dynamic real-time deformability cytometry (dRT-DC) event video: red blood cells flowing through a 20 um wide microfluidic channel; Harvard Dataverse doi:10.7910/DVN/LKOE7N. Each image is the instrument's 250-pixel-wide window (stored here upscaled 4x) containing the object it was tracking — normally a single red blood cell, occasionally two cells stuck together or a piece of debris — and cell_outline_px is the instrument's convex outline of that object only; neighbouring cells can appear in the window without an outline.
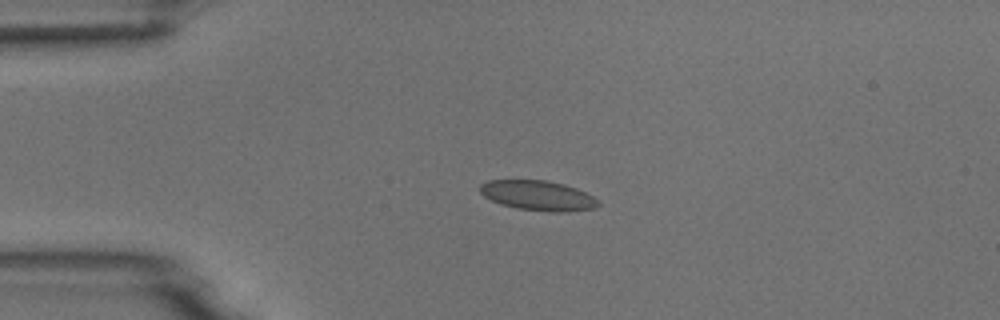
{"species": "common noctule bat (a hibernating species)", "species_latin": "Nyctalus noctula", "temperature_condition": "room temperature", "stored_images_in_passage": 4, "camera_frame_rate_fps": 3000, "um_per_image_px": 0.085, "animal": {"sex": "male", "body_mass_g": 18.8}, "frame": {"image": 1, "passage_image": 2, "time_ms": 2.0, "image_size_px": [1000, 320], "cell_outline_px": [[600, 204], [596, 208], [568, 212], [552, 212], [516, 208], [500, 204], [484, 196], [480, 192], [480, 184], [488, 180], [544, 180], [564, 184], [576, 188], [600, 200]], "centroid_in_image_um": [45.75, 16.63], "position_along_channel_um": 39.3, "area_um2": 20.69}}